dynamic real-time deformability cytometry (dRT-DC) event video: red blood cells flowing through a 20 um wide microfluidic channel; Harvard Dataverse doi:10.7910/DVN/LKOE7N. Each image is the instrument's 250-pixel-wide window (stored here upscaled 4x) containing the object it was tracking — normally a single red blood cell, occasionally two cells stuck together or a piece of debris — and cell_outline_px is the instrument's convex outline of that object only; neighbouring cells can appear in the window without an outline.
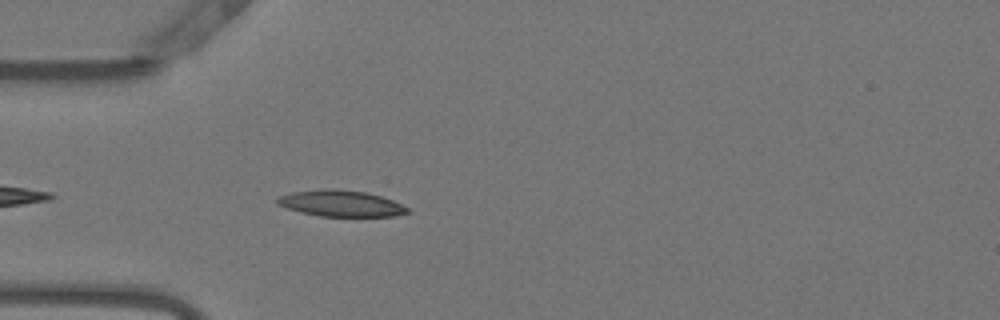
{"species": "Egyptian fruit bat (a non-hibernating species)", "species_latin": "Rousettus aegyptiacus", "temperature_condition": "warm", "stored_images_in_passage": 27, "camera_frame_rate_fps": 3000, "um_per_image_px": 0.085, "animal": {"sex": "female"}, "frame": {"image": 1, "passage_image": 4, "time_ms": 1.0, "image_size_px": [1000, 320], "cell_outline_px": [[408, 212], [392, 216], [320, 216], [300, 212], [276, 204], [276, 196], [292, 192], [320, 188], [332, 188], [368, 192], [392, 200], [408, 208]], "centroid_in_image_um": [28.9, 17.27], "position_along_channel_um": 56.1, "area_um2": 19.94}}
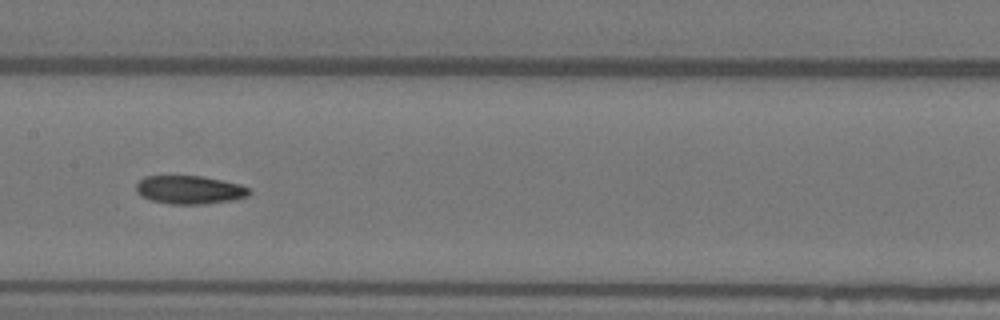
{"frame": {"image": 2, "passage_image": 15, "time_ms": 4.667, "image_size_px": [1000, 320], "cell_outline_px": [[252, 192], [248, 196], [232, 200], [204, 204], [172, 204], [152, 200], [136, 192], [136, 184], [144, 176], [200, 176], [240, 184], [248, 188]], "centroid_in_image_um": [16.13, 16.13], "position_along_channel_um": 191.3, "area_um2": 18.5}}
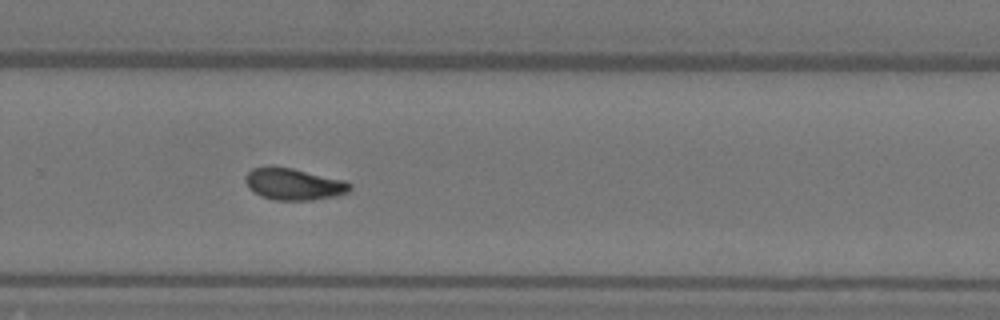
{"frame": {"image": 3, "passage_image": 24, "time_ms": 7.667, "image_size_px": [1000, 320], "cell_outline_px": [[352, 188], [348, 192], [332, 196], [312, 200], [272, 200], [260, 196], [252, 192], [248, 188], [244, 180], [244, 176], [252, 168], [268, 164], [292, 168], [344, 180], [352, 184]], "centroid_in_image_um": [24.88, 15.63], "position_along_channel_um": 304.9, "area_um2": 19.71}}